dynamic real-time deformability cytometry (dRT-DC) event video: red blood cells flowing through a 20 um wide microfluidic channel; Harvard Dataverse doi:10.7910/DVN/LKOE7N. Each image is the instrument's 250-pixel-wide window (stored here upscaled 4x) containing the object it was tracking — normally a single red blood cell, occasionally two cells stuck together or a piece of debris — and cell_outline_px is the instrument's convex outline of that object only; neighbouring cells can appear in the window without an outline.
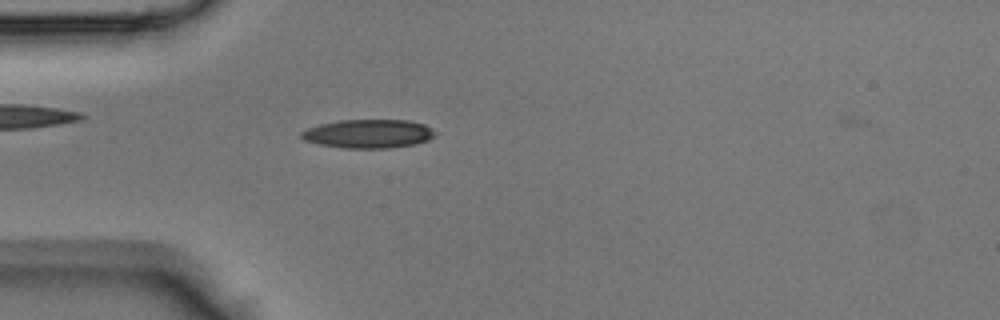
{"species": "Egyptian fruit bat (a non-hibernating species)", "species_latin": "Rousettus aegyptiacus", "temperature_condition": "room temperature", "stored_images_in_passage": 32, "camera_frame_rate_fps": 3000, "um_per_image_px": 0.085, "animal": {"sex": "male"}, "frame": {"image": 1, "passage_image": 1, "time_ms": 0.0, "image_size_px": [1000, 320], "cell_outline_px": [[436, 136], [428, 140], [416, 144], [388, 148], [344, 148], [320, 144], [304, 140], [300, 136], [300, 132], [308, 128], [320, 124], [340, 120], [408, 120], [424, 124], [436, 132]], "centroid_in_image_um": [31.33, 11.37], "position_along_channel_um": 53.7, "area_um2": 22.37}}
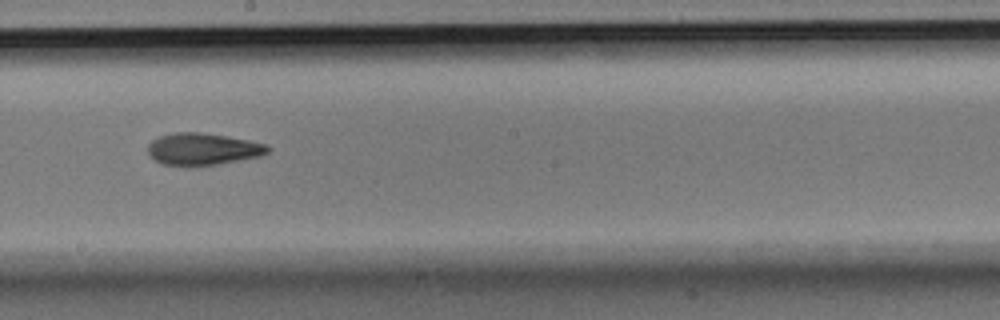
{"frame": {"image": 2, "passage_image": 13, "time_ms": 4.0, "image_size_px": [1000, 320], "cell_outline_px": [[272, 148], [268, 152], [260, 156], [216, 164], [184, 168], [160, 164], [148, 152], [148, 144], [152, 140], [160, 136], [176, 132], [200, 132], [228, 136], [268, 144]], "centroid_in_image_um": [17.23, 12.69], "position_along_channel_um": 231.0, "area_um2": 22.72}}
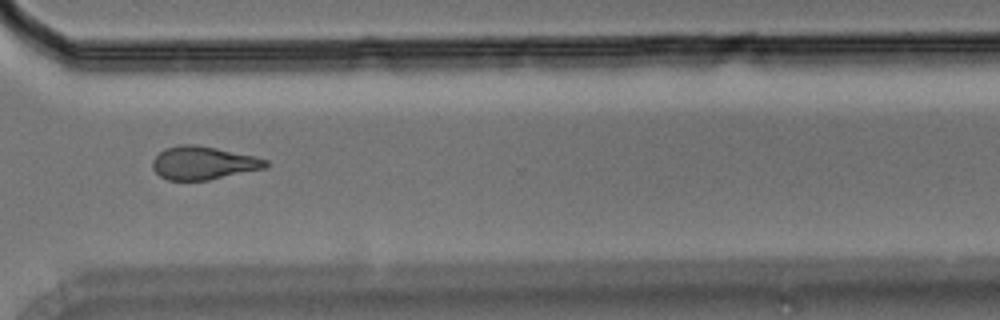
{"frame": {"image": 3, "passage_image": 21, "time_ms": 6.667, "image_size_px": [1000, 320], "cell_outline_px": [[268, 168], [208, 180], [168, 180], [160, 176], [152, 168], [152, 160], [164, 148], [180, 144], [192, 144], [216, 148], [256, 156], [268, 160]], "centroid_in_image_um": [17.3, 13.85], "position_along_channel_um": 353.3, "area_um2": 22.02}}